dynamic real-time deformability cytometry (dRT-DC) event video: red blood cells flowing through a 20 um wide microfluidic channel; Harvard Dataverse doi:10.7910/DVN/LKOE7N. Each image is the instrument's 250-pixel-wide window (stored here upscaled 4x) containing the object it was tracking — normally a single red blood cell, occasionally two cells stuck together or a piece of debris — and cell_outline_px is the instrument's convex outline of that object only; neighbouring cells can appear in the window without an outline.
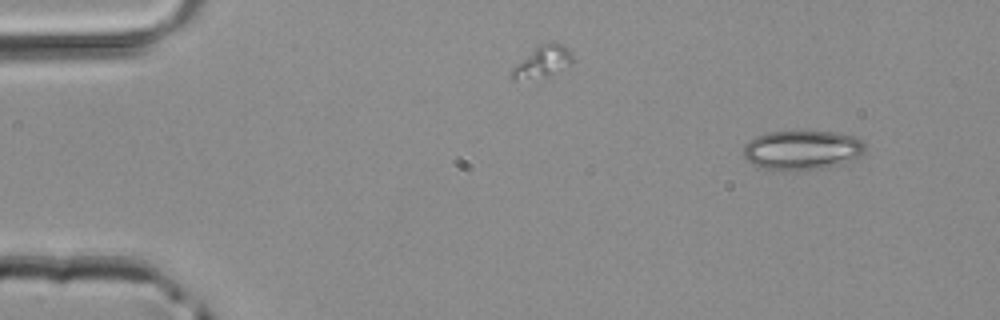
{"species": "common noctule bat (a hibernating species)", "species_latin": "Nyctalus noctula", "temperature_condition": "room temperature", "stored_images_in_passage": 4, "camera_frame_rate_fps": 3000, "um_per_image_px": 0.085, "animal": {"sex": "male", "body_mass_g": 20.4}, "frame": {"image": 1, "passage_image": 1, "time_ms": 0.0, "image_size_px": [1000, 320], "cell_outline_px": [[864, 152], [860, 156], [844, 164], [820, 168], [764, 168], [748, 160], [744, 156], [744, 144], [748, 140], [756, 136], [768, 132], [836, 132], [852, 136], [864, 140]], "centroid_in_image_um": [68.23, 12.72], "position_along_channel_um": 16.8, "area_um2": 27.22}}